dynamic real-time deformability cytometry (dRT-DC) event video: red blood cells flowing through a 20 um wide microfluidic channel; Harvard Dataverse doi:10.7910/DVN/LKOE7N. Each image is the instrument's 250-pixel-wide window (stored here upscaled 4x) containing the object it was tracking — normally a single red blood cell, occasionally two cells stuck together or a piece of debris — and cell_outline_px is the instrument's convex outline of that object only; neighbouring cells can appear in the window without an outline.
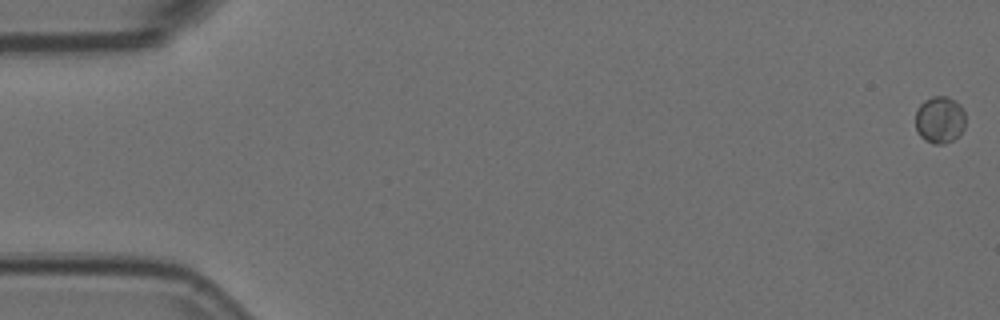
{"species": "Egyptian fruit bat (a non-hibernating species)", "species_latin": "Rousettus aegyptiacus", "temperature_condition": "room temperature", "stored_images_in_passage": 53, "camera_frame_rate_fps": 3000, "um_per_image_px": 0.085, "animal": {"sex": "female"}, "frame": {"image": 1, "passage_image": 1, "time_ms": 0.0, "image_size_px": [1000, 320], "cell_outline_px": [[964, 128], [960, 136], [944, 144], [932, 144], [924, 140], [920, 136], [916, 128], [916, 108], [924, 100], [932, 96], [948, 96], [956, 100], [960, 104], [964, 112]], "centroid_in_image_um": [79.88, 10.17], "position_along_channel_um": 5.1, "area_um2": 13.99}}
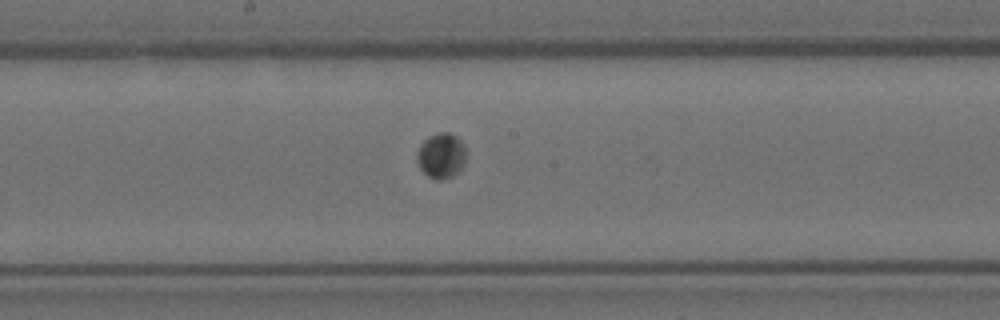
{"frame": {"image": 2, "passage_image": 30, "time_ms": 9.667, "image_size_px": [1000, 320], "cell_outline_px": [[464, 164], [452, 176], [440, 180], [436, 180], [428, 176], [420, 168], [416, 160], [416, 152], [420, 144], [428, 136], [436, 132], [448, 132], [456, 136], [464, 144]], "centroid_in_image_um": [37.46, 13.21], "position_along_channel_um": 210.7, "area_um2": 12.95}}
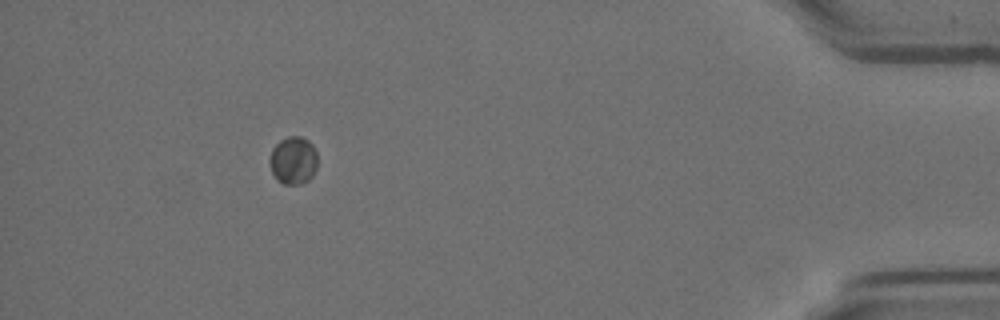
{"frame": {"image": 3, "passage_image": 51, "time_ms": 16.667, "image_size_px": [1000, 320], "cell_outline_px": [[316, 168], [312, 176], [308, 180], [300, 184], [284, 184], [276, 180], [272, 172], [272, 148], [280, 140], [288, 136], [300, 136], [308, 140], [312, 144], [316, 152]], "centroid_in_image_um": [24.95, 13.63], "position_along_channel_um": 410.2, "area_um2": 13.06}}